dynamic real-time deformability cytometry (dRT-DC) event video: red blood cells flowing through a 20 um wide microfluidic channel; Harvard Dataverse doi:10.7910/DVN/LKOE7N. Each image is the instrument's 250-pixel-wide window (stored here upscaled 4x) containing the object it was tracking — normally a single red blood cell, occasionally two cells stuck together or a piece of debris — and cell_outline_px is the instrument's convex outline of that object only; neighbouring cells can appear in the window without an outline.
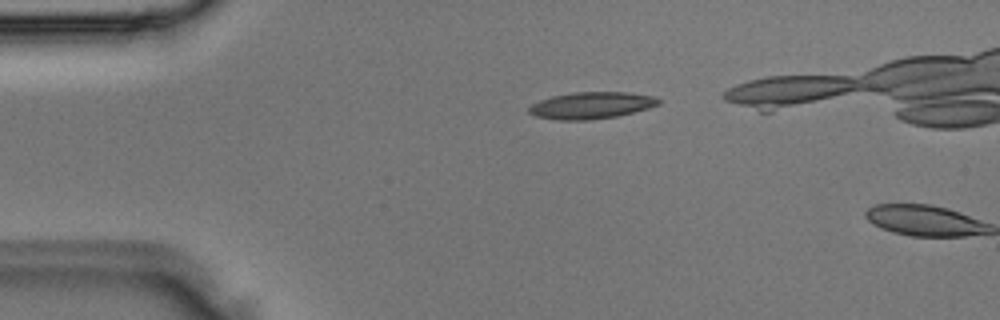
{"species": "Egyptian fruit bat (a non-hibernating species)", "species_latin": "Rousettus aegyptiacus", "temperature_condition": "room temperature", "stored_images_in_passage": 3, "camera_frame_rate_fps": 3000, "um_per_image_px": 0.085, "animal": {"sex": "male"}, "frame": {"image": 1, "passage_image": 2, "time_ms": 0.333, "image_size_px": [1000, 320], "cell_outline_px": [[660, 104], [648, 108], [616, 116], [588, 120], [556, 120], [536, 116], [528, 112], [528, 108], [532, 104], [540, 100], [552, 96], [572, 92], [628, 92], [656, 96], [660, 100]], "centroid_in_image_um": [50.26, 8.95], "position_along_channel_um": 34.7, "area_um2": 20.23}}